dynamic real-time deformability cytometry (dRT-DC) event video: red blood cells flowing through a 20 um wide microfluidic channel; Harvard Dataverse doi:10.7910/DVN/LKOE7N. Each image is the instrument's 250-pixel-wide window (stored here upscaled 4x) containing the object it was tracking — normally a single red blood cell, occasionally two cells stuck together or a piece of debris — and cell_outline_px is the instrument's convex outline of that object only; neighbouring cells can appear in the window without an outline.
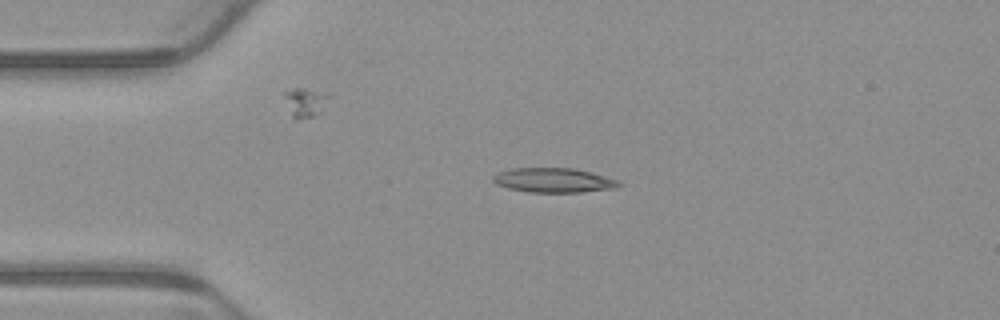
{"species": "common noctule bat (a hibernating species)", "species_latin": "Nyctalus noctula", "temperature_condition": "warm", "stored_images_in_passage": 1, "camera_frame_rate_fps": 3000, "um_per_image_px": 0.085, "animal": {"sex": "male", "body_mass_g": 23.1, "forearm_length_mm": 52.7}, "frame": {"image": 1, "passage_image": 1, "time_ms": 0.0, "image_size_px": [1000, 320], "cell_outline_px": [[624, 184], [616, 188], [580, 192], [528, 192], [508, 188], [496, 184], [492, 180], [492, 176], [500, 172], [512, 168], [572, 168], [592, 172], [616, 180]], "centroid_in_image_um": [47.06, 15.32], "position_along_channel_um": 37.9, "area_um2": 17.92}}